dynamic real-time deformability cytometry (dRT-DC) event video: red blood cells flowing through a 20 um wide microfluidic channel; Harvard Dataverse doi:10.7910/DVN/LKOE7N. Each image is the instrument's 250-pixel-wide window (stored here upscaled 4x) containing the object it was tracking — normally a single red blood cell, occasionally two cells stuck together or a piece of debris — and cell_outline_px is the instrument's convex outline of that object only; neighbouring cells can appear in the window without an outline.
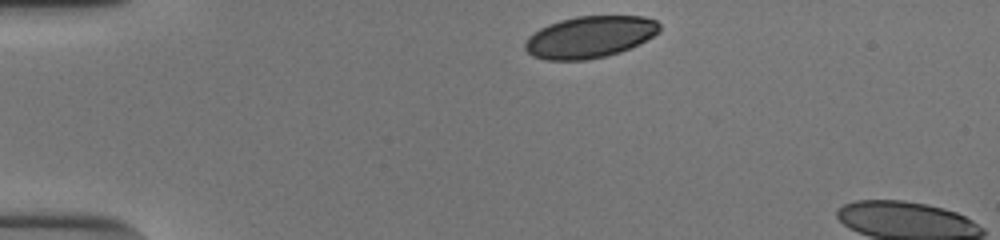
{"species": "human", "species_latin": "Homo sapiens", "temperature_condition": "cold", "stored_images_in_passage": 6, "camera_frame_rate_fps": 3000, "um_per_image_px": 0.085, "donor": {"sex": "male"}, "frame": {"image": 1, "passage_image": 1, "time_ms": 0.0, "image_size_px": [1000, 240], "cell_outline_px": [[660, 32], [640, 44], [632, 48], [608, 56], [588, 60], [544, 60], [532, 56], [524, 48], [524, 44], [528, 36], [540, 28], [548, 24], [560, 20], [576, 16], [644, 16], [656, 20], [660, 24]], "centroid_in_image_um": [50.14, 3.15], "position_along_channel_um": 34.9, "area_um2": 33.18}}